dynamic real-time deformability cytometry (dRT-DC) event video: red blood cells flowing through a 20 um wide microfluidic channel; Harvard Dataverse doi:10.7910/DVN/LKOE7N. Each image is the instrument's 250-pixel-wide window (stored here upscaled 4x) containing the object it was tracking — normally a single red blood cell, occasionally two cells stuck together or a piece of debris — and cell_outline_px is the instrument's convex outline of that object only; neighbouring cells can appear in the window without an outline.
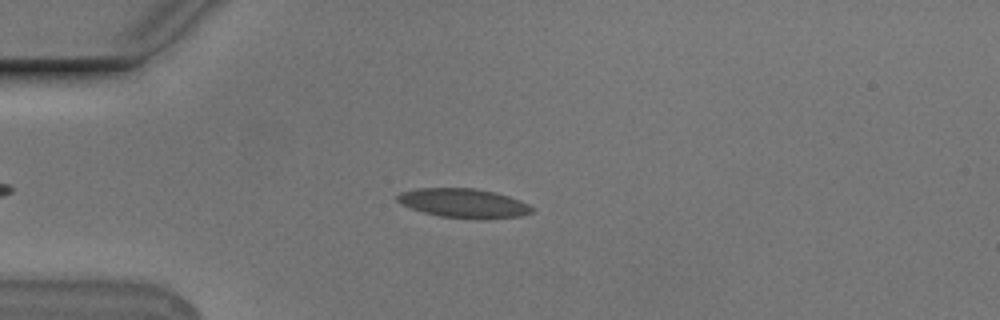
{"species": "Egyptian fruit bat (a non-hibernating species)", "species_latin": "Rousettus aegyptiacus", "temperature_condition": "cold", "stored_images_in_passage": 42, "camera_frame_rate_fps": 3000, "um_per_image_px": 0.085, "animal": {"sex": "male"}, "frame": {"image": 1, "passage_image": 2, "time_ms": 0.333, "image_size_px": [1000, 320], "cell_outline_px": [[532, 212], [520, 216], [484, 220], [472, 220], [440, 216], [424, 212], [400, 204], [396, 200], [396, 196], [400, 192], [416, 188], [472, 188], [492, 192], [508, 196], [520, 200], [528, 204], [532, 208]], "centroid_in_image_um": [39.39, 17.29], "position_along_channel_um": 45.6, "area_um2": 23.06}}
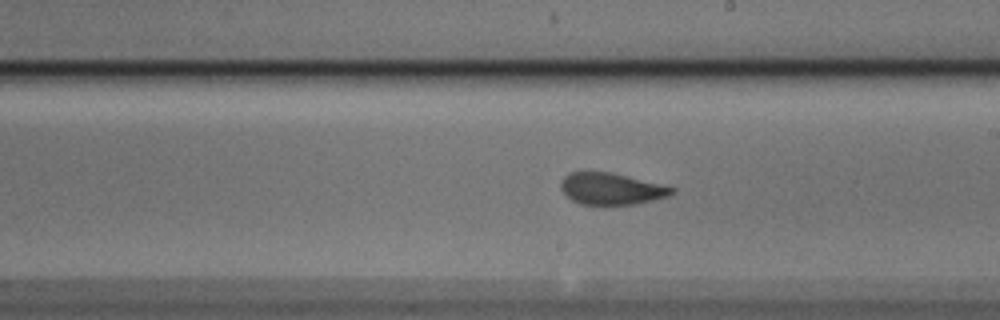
{"frame": {"image": 2, "passage_image": 19, "time_ms": 6.0, "image_size_px": [1000, 320], "cell_outline_px": [[676, 192], [668, 196], [636, 204], [600, 208], [580, 204], [572, 200], [560, 188], [560, 184], [564, 176], [568, 172], [608, 172], [664, 184], [676, 188]], "centroid_in_image_um": [51.97, 16.09], "position_along_channel_um": 237.0, "area_um2": 21.21}}
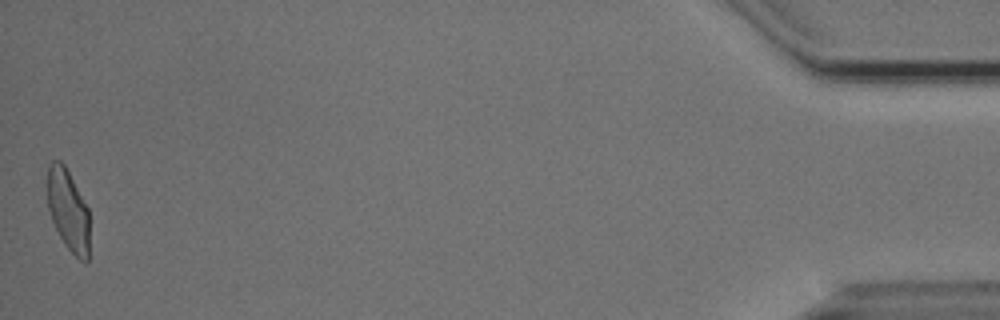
{"frame": {"image": 3, "passage_image": 42, "time_ms": 13.667, "image_size_px": [1000, 320], "cell_outline_px": [[88, 260], [84, 264], [64, 244], [52, 220], [48, 208], [48, 164], [52, 160], [60, 160], [64, 164], [88, 208]], "centroid_in_image_um": [5.78, 17.86], "position_along_channel_um": 429.4, "area_um2": 19.71}, "authors_computed_cell_mechanics": {"area_um2": 21.3282, "velocity_mm_per_s": 3.74, "shape_relaxation_time_tau1_ms": 5.0715, "shape_relaxation_time_tau2_ms": 0.982, "deformation_change_tau1": 0.1617, "deformation_change_tau2": 0.0548}}